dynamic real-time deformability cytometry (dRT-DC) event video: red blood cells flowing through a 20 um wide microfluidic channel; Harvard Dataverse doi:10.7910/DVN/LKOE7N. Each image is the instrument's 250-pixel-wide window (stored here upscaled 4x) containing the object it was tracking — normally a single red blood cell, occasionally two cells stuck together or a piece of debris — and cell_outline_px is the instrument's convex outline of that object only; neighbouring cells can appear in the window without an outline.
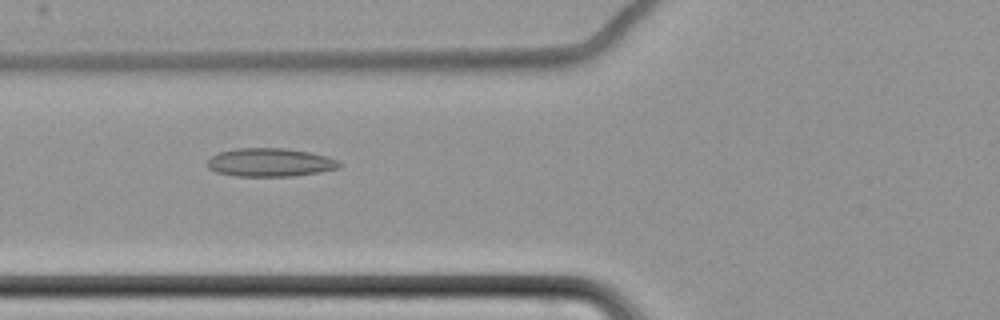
{"species": "common noctule bat (a hibernating species)", "species_latin": "Nyctalus noctula", "temperature_condition": "cold", "stored_images_in_passage": 7, "camera_frame_rate_fps": 3000, "um_per_image_px": 0.085, "animal": {"sex": "female", "body_mass_g": 22.7, "forearm_length_mm": 54.2}, "frame": {"image": 1, "passage_image": 6, "time_ms": 7.0, "image_size_px": [1000, 320], "cell_outline_px": [[344, 164], [340, 168], [320, 172], [292, 176], [236, 176], [216, 172], [208, 168], [208, 160], [212, 156], [220, 152], [236, 148], [288, 148], [308, 152], [340, 160]], "centroid_in_image_um": [23.0, 13.81], "position_along_channel_um": 102.8, "area_um2": 21.91}}
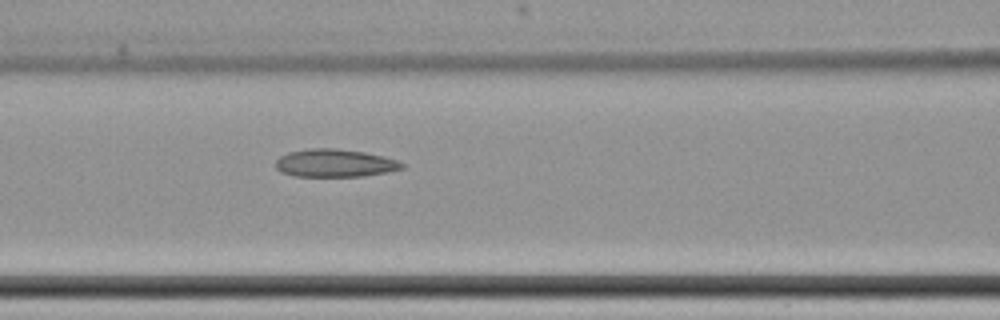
{"frame": {"image": 2, "passage_image": 7, "time_ms": 8.0, "image_size_px": [1000, 320], "cell_outline_px": [[404, 168], [388, 172], [364, 176], [292, 176], [280, 172], [276, 168], [276, 160], [280, 156], [288, 152], [308, 148], [336, 148], [364, 152], [384, 156], [396, 160], [404, 164]], "centroid_in_image_um": [28.44, 13.86], "position_along_channel_um": 138.2, "area_um2": 20.63}}